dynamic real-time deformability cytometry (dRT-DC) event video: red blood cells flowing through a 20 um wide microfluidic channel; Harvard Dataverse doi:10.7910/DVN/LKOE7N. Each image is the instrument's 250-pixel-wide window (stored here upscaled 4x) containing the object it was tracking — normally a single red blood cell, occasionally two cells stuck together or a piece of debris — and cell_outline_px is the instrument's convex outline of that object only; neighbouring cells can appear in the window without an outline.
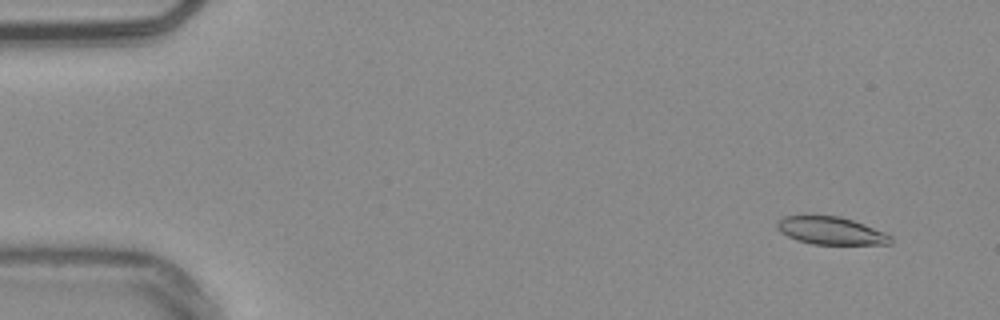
{"species": "common noctule bat (a hibernating species)", "species_latin": "Nyctalus noctula", "temperature_condition": "warm", "stored_images_in_passage": 55, "camera_frame_rate_fps": 3000, "um_per_image_px": 0.085, "animal": {"sex": "male", "body_mass_g": 20.4}, "frame": {"image": 1, "passage_image": 5, "time_ms": 1.333, "image_size_px": [1000, 320], "cell_outline_px": [[892, 244], [812, 244], [796, 240], [780, 232], [776, 228], [776, 220], [784, 216], [804, 212], [840, 216], [864, 224], [884, 232], [892, 236]], "centroid_in_image_um": [70.52, 19.55], "position_along_channel_um": 14.5, "area_um2": 19.13}}
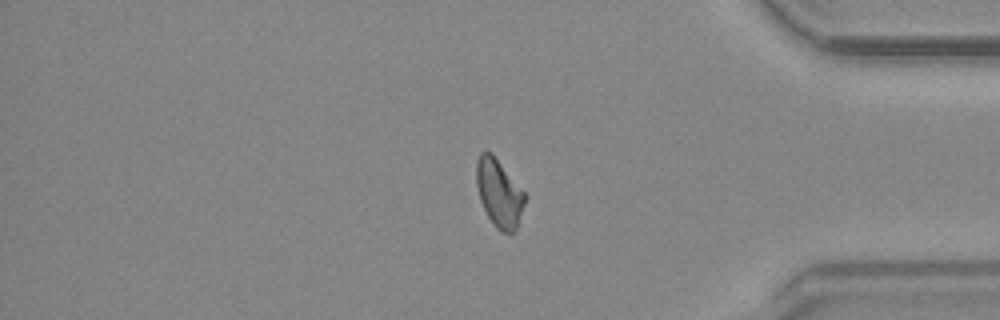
{"frame": {"image": 2, "passage_image": 46, "time_ms": 15.0, "image_size_px": [1000, 320], "cell_outline_px": [[528, 196], [516, 228], [512, 232], [500, 232], [492, 224], [480, 200], [476, 184], [476, 160], [480, 152], [492, 152]], "centroid_in_image_um": [42.42, 16.4], "position_along_channel_um": 392.8, "area_um2": 19.31}}
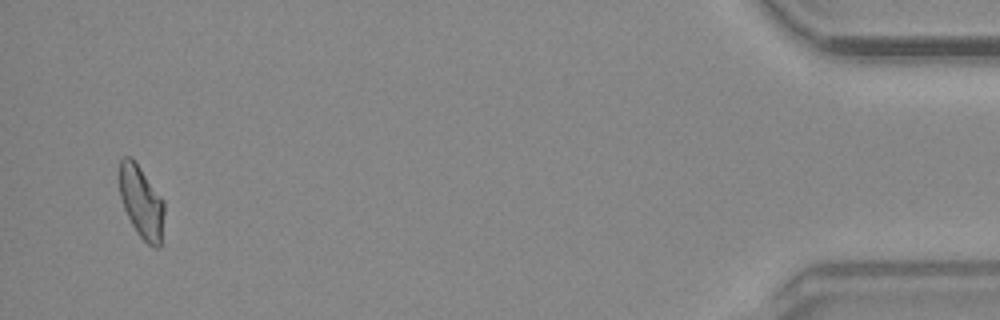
{"frame": {"image": 3, "passage_image": 53, "time_ms": 17.333, "image_size_px": [1000, 320], "cell_outline_px": [[164, 212], [160, 248], [152, 248], [136, 232], [124, 208], [120, 196], [116, 172], [120, 160], [124, 156], [132, 156], [164, 200]], "centroid_in_image_um": [11.98, 17.11], "position_along_channel_um": 423.2, "area_um2": 19.42}, "authors_computed_cell_mechanics": {"area_um2": 19.1896, "velocity_mm_per_s": 3.7995, "shape_relaxation_time_tau1_ms": null, "shape_relaxation_time_tau2_ms": 6.4491, "deformation_change_tau1": null, "deformation_change_tau2": 0.1282}}